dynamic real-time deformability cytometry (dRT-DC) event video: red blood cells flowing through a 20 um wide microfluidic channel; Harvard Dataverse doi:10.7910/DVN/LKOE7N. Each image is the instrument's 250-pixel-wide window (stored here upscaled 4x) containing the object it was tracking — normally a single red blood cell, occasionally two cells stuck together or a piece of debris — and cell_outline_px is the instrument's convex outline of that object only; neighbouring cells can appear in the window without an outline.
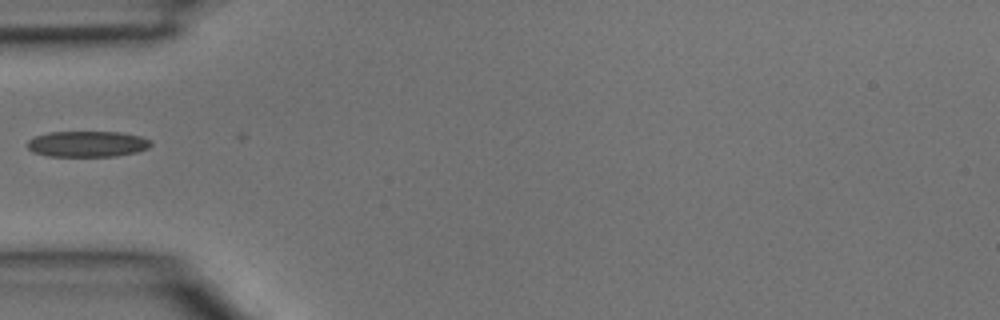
{"species": "common noctule bat (a hibernating species)", "species_latin": "Nyctalus noctula", "temperature_condition": "room temperature", "stored_images_in_passage": 2, "camera_frame_rate_fps": 3000, "um_per_image_px": 0.085, "animal": {"sex": "male", "body_mass_g": 15.6}, "frame": {"image": 1, "passage_image": 2, "time_ms": 0.333, "image_size_px": [1000, 320], "cell_outline_px": [[152, 144], [148, 148], [136, 152], [116, 156], [48, 156], [32, 152], [28, 148], [28, 140], [36, 136], [48, 132], [120, 132], [140, 136], [152, 140]], "centroid_in_image_um": [7.44, 12.24], "position_along_channel_um": 77.6, "area_um2": 18.67}}